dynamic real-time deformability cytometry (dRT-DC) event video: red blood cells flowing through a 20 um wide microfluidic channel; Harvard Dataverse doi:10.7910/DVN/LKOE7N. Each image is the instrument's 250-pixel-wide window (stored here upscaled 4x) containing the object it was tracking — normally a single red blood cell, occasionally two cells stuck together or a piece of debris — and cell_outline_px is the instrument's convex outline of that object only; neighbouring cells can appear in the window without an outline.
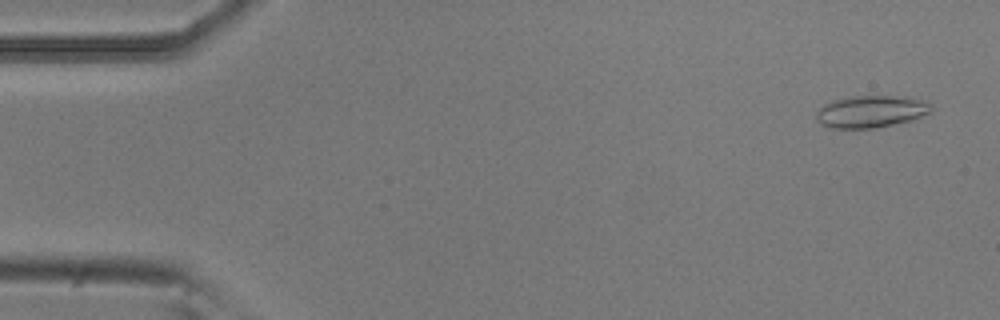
{"species": "common noctule bat (a hibernating species)", "species_latin": "Nyctalus noctula", "temperature_condition": "room temperature", "stored_images_in_passage": 49, "camera_frame_rate_fps": 3000, "um_per_image_px": 0.085, "animal": {"sex": "male", "body_mass_g": 20.5, "forearm_length_mm": 52.5}, "frame": {"image": 1, "passage_image": 3, "time_ms": 0.667, "image_size_px": [1000, 320], "cell_outline_px": [[932, 108], [928, 112], [912, 120], [876, 128], [832, 128], [820, 124], [816, 120], [816, 112], [824, 104], [832, 100], [856, 96], [892, 96], [920, 100], [932, 104]], "centroid_in_image_um": [73.97, 9.49], "position_along_channel_um": 11.0, "area_um2": 21.21}}
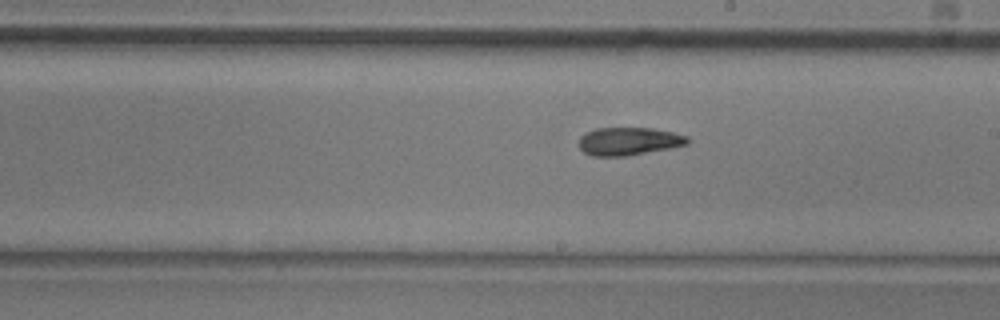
{"frame": {"image": 2, "passage_image": 30, "time_ms": 9.667, "image_size_px": [1000, 320], "cell_outline_px": [[692, 140], [688, 144], [672, 148], [624, 156], [592, 156], [584, 152], [580, 148], [580, 136], [584, 132], [596, 128], [652, 128], [672, 132], [688, 136]], "centroid_in_image_um": [53.47, 12.0], "position_along_channel_um": 235.5, "area_um2": 17.8}}
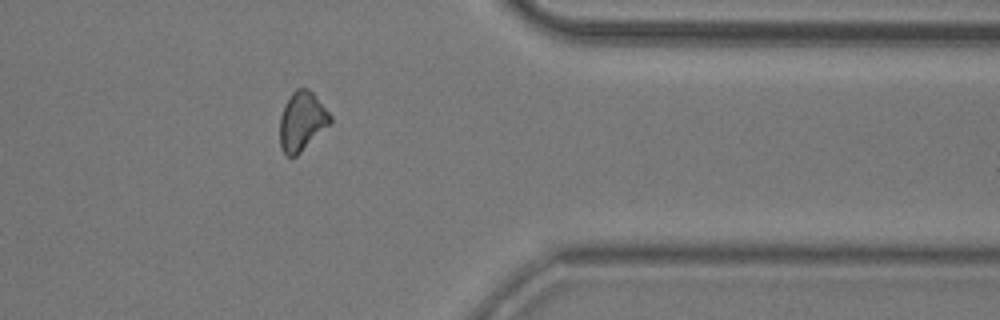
{"frame": {"image": 3, "passage_image": 43, "time_ms": 14.0, "image_size_px": [1000, 320], "cell_outline_px": [[332, 124], [296, 156], [284, 156], [280, 148], [280, 116], [284, 104], [292, 92], [296, 88], [308, 88], [312, 92], [332, 116]], "centroid_in_image_um": [25.67, 10.32], "position_along_channel_um": 385.7, "area_um2": 17.63}, "authors_computed_cell_mechanics": {"area_um2": 18.0914, "velocity_mm_per_s": 3.8111, "shape_relaxation_time_tau1_ms": null, "shape_relaxation_time_tau2_ms": 4.0519, "deformation_change_tau1": null, "deformation_change_tau2": 0.1191}}